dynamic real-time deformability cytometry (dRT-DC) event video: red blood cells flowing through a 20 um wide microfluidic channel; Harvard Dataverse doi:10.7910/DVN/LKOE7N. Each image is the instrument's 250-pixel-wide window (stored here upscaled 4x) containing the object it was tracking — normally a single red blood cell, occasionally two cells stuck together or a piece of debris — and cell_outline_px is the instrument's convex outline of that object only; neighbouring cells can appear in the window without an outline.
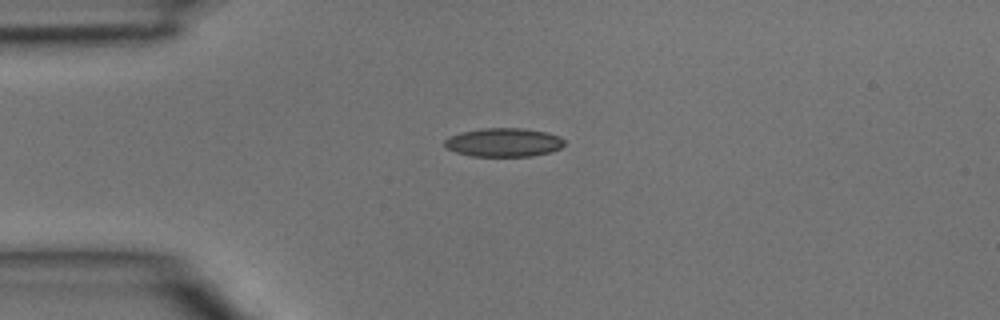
{"species": "common noctule bat (a hibernating species)", "species_latin": "Nyctalus noctula", "temperature_condition": "room temperature", "stored_images_in_passage": 2, "camera_frame_rate_fps": 3000, "um_per_image_px": 0.085, "animal": {"sex": "male", "body_mass_g": 15.6}, "frame": {"image": 1, "passage_image": 2, "time_ms": 0.333, "image_size_px": [1000, 320], "cell_outline_px": [[564, 144], [560, 148], [548, 152], [532, 156], [472, 156], [456, 152], [448, 148], [444, 144], [444, 140], [448, 136], [460, 132], [484, 128], [524, 128], [548, 132], [560, 136], [564, 140]], "centroid_in_image_um": [42.81, 12.09], "position_along_channel_um": 42.2, "area_um2": 20.06}}